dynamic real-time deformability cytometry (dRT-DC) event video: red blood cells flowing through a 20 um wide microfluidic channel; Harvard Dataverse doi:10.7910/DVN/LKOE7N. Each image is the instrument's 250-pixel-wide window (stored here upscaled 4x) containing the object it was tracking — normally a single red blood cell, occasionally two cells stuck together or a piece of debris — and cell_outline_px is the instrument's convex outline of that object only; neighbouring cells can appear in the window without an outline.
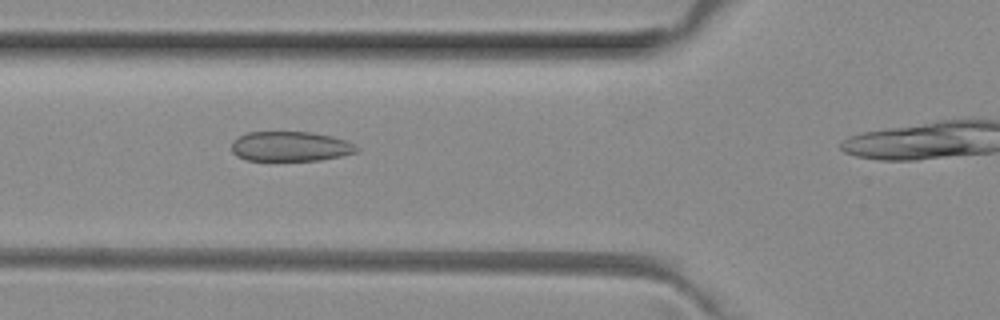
{"species": "common noctule bat (a hibernating species)", "species_latin": "Nyctalus noctula", "temperature_condition": "room temperature", "stored_images_in_passage": 5, "camera_frame_rate_fps": 3000, "um_per_image_px": 0.085, "animal": {"sex": "female", "body_mass_g": 29.2, "forearm_length_mm": 56.3}, "frame": {"image": 1, "passage_image": 3, "time_ms": 0.667, "image_size_px": [1000, 320], "cell_outline_px": [[360, 148], [356, 152], [340, 156], [320, 160], [248, 160], [236, 156], [232, 152], [232, 140], [248, 132], [312, 132], [332, 136], [348, 140], [356, 144]], "centroid_in_image_um": [24.71, 12.44], "position_along_channel_um": 101.1, "area_um2": 21.85}}